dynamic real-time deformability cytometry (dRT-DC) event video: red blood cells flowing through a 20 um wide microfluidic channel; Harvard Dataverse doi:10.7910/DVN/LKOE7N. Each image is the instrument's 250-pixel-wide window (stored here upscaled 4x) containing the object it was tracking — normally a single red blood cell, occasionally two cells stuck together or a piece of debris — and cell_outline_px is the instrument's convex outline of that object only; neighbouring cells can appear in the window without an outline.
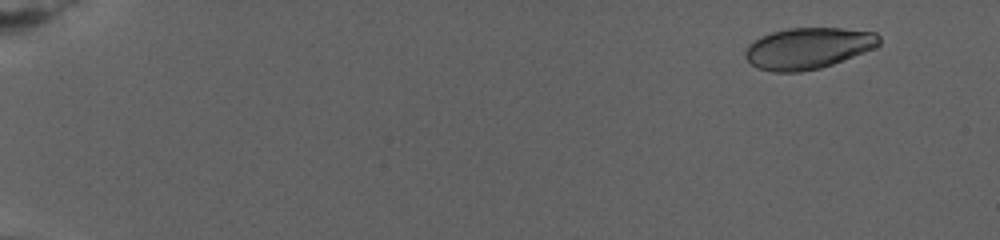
{"species": "human", "species_latin": "Homo sapiens", "temperature_condition": "warm", "stored_images_in_passage": 17, "camera_frame_rate_fps": 3000, "um_per_image_px": 0.085, "donor": {"sex": "female"}, "frame": {"image": 1, "passage_image": 2, "time_ms": 1.0, "image_size_px": [1000, 240], "cell_outline_px": [[880, 44], [876, 48], [832, 64], [820, 68], [800, 72], [772, 72], [760, 68], [752, 64], [744, 56], [744, 52], [748, 44], [760, 36], [772, 32], [788, 28], [844, 28], [876, 32], [880, 36]], "centroid_in_image_um": [68.7, 4.09], "position_along_channel_um": 16.3, "area_um2": 32.37}}
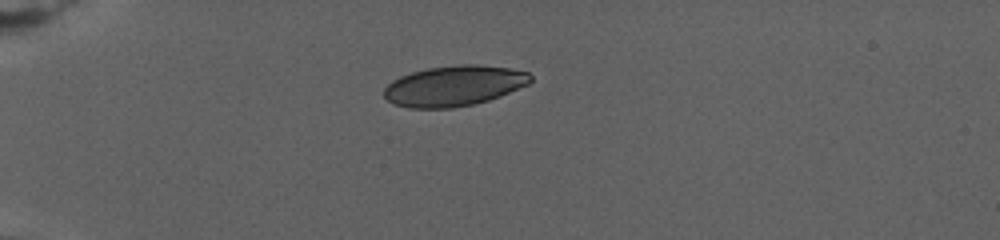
{"frame": {"image": 2, "passage_image": 8, "time_ms": 6.667, "image_size_px": [1000, 240], "cell_outline_px": [[532, 80], [528, 84], [500, 96], [488, 100], [472, 104], [452, 108], [408, 108], [396, 104], [388, 100], [384, 96], [384, 88], [392, 80], [400, 76], [412, 72], [428, 68], [460, 64], [476, 64], [512, 68], [528, 72], [532, 76]], "centroid_in_image_um": [38.6, 7.29], "position_along_channel_um": 46.4, "area_um2": 34.51}}
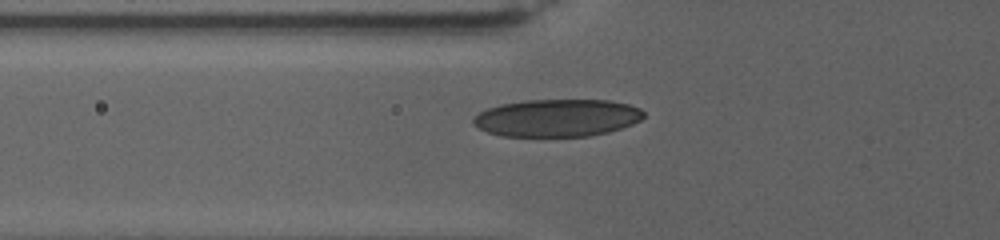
{"frame": {"image": 3, "passage_image": 15, "time_ms": 9.333, "image_size_px": [1000, 240], "cell_outline_px": [[644, 116], [640, 120], [632, 124], [608, 132], [588, 136], [500, 136], [488, 132], [472, 124], [472, 120], [480, 112], [488, 108], [500, 104], [524, 100], [612, 100], [628, 104], [640, 108], [644, 112]], "centroid_in_image_um": [47.36, 10.01], "position_along_channel_um": 78.4, "area_um2": 37.22}}